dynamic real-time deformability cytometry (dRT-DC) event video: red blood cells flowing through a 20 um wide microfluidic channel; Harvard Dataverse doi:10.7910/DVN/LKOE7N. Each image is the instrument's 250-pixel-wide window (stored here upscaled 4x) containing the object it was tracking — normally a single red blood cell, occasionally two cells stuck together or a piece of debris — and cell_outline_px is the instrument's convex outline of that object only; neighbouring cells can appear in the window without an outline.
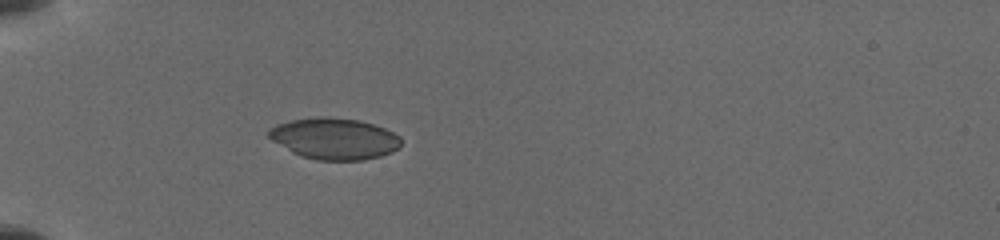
{"species": "common noctule bat (a hibernating species)", "species_latin": "Nyctalus noctula", "temperature_condition": "cold", "stored_images_in_passage": 1, "camera_frame_rate_fps": 3000, "um_per_image_px": 0.085, "animal": {"sex": "female", "body_mass_g": 19.5, "forearm_length_mm": 54.1}, "frame": {"image": 1, "passage_image": 1, "time_ms": 0.0, "image_size_px": [1000, 240], "cell_outline_px": [[400, 144], [392, 152], [380, 156], [360, 160], [316, 160], [300, 156], [292, 152], [272, 140], [268, 136], [268, 128], [276, 124], [288, 120], [316, 116], [328, 116], [360, 120], [384, 128], [400, 136]], "centroid_in_image_um": [28.37, 11.76], "position_along_channel_um": 56.6, "area_um2": 32.02}}